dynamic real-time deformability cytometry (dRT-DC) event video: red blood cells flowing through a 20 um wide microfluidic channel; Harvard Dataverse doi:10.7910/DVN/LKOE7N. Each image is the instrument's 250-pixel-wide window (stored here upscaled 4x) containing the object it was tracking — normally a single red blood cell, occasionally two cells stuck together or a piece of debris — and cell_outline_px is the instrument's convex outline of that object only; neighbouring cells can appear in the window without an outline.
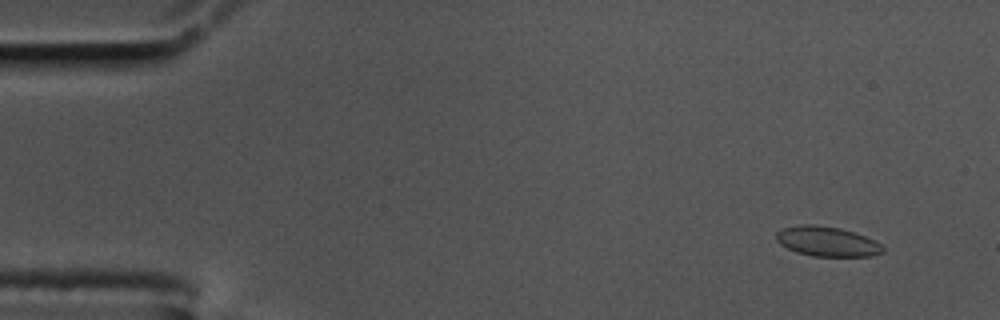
{"species": "common noctule bat (a hibernating species)", "species_latin": "Nyctalus noctula", "temperature_condition": "cold", "stored_images_in_passage": 58, "camera_frame_rate_fps": 3000, "um_per_image_px": 0.085, "animal": {"sex": "male", "body_mass_g": 17.5, "forearm_length_mm": 52.3}, "frame": {"image": 1, "passage_image": 5, "time_ms": 1.333, "image_size_px": [1000, 320], "cell_outline_px": [[884, 252], [872, 256], [812, 256], [796, 252], [780, 244], [776, 240], [776, 232], [784, 228], [800, 224], [816, 224], [840, 228], [864, 236], [880, 244], [884, 248]], "centroid_in_image_um": [70.27, 20.52], "position_along_channel_um": 14.7, "area_um2": 18.44}}
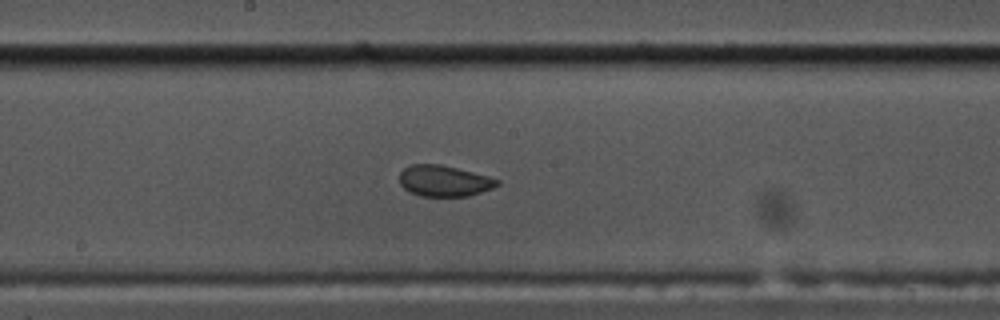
{"frame": {"image": 2, "passage_image": 31, "time_ms": 10.0, "image_size_px": [1000, 320], "cell_outline_px": [[500, 184], [492, 188], [468, 196], [420, 196], [404, 188], [400, 184], [400, 172], [404, 168], [412, 164], [440, 164], [488, 176], [500, 180]], "centroid_in_image_um": [37.75, 15.37], "position_along_channel_um": 210.5, "area_um2": 17.51}}
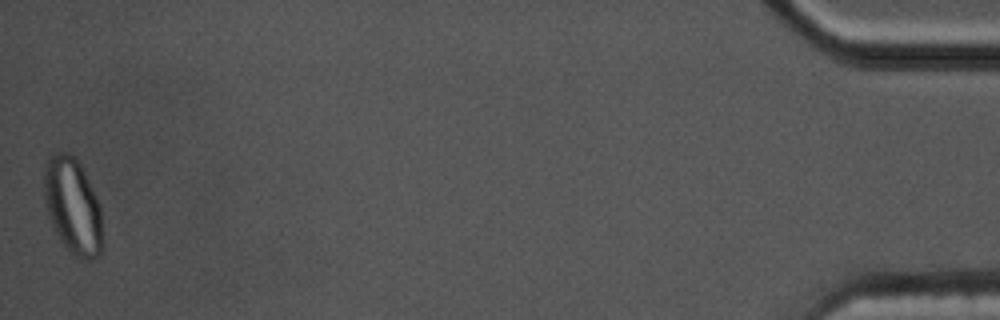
{"frame": {"image": 3, "passage_image": 58, "time_ms": 19.0, "image_size_px": [1000, 320], "cell_outline_px": [[104, 248], [100, 256], [92, 260], [88, 260], [72, 256], [52, 228], [44, 196], [44, 168], [48, 156], [52, 152], [68, 152], [80, 164], [100, 204]], "centroid_in_image_um": [6.2, 17.56], "position_along_channel_um": 429.0, "area_um2": 33.23}}